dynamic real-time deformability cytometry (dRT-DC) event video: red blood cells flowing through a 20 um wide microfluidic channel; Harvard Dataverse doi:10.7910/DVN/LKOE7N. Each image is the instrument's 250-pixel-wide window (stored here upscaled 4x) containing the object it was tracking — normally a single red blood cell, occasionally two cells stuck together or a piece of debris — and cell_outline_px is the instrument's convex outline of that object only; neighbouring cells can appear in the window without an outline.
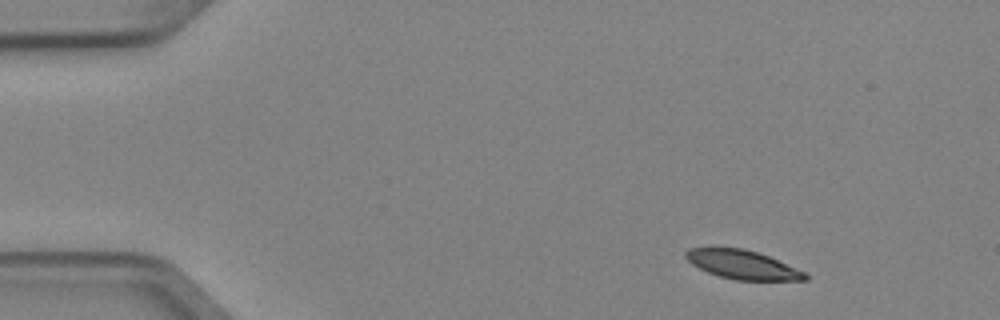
{"species": "Egyptian fruit bat (a non-hibernating species)", "species_latin": "Rousettus aegyptiacus", "temperature_condition": "cold", "stored_images_in_passage": 5, "camera_frame_rate_fps": 3000, "um_per_image_px": 0.085, "animal": {"sex": "female"}, "frame": {"image": 1, "passage_image": 1, "time_ms": 0.0, "image_size_px": [1000, 320], "cell_outline_px": [[808, 280], [736, 280], [720, 276], [708, 272], [692, 264], [684, 256], [684, 252], [688, 248], [744, 248], [768, 256], [804, 272], [808, 276]], "centroid_in_image_um": [63.08, 22.49], "position_along_channel_um": 21.9, "area_um2": 19.71}}
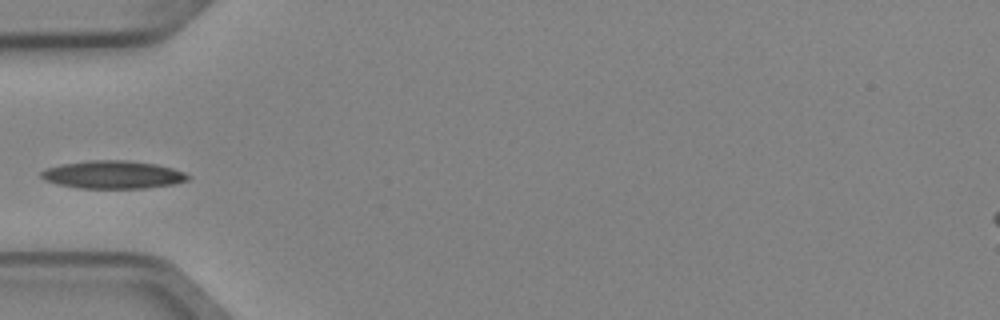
{"frame": {"image": 2, "passage_image": 4, "time_ms": 1.0, "image_size_px": [1000, 320], "cell_outline_px": [[192, 176], [188, 180], [172, 184], [144, 188], [76, 188], [56, 184], [44, 180], [40, 176], [40, 172], [48, 168], [64, 164], [88, 160], [128, 160], [156, 164], [172, 168], [184, 172]], "centroid_in_image_um": [9.6, 14.85], "position_along_channel_um": 75.4, "area_um2": 23.87}}
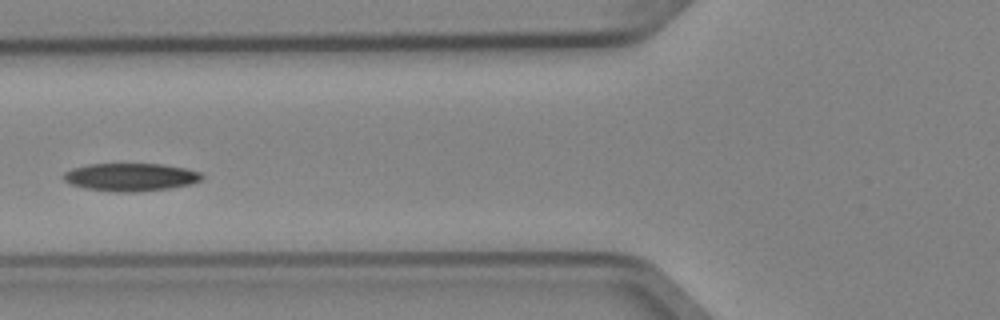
{"frame": {"image": 3, "passage_image": 5, "time_ms": 1.333, "image_size_px": [1000, 320], "cell_outline_px": [[204, 176], [200, 180], [192, 184], [168, 188], [136, 192], [116, 192], [84, 188], [72, 184], [64, 180], [64, 172], [72, 168], [88, 164], [160, 164], [184, 168], [200, 172]], "centroid_in_image_um": [11.1, 15.05], "position_along_channel_um": 114.7, "area_um2": 22.37}}